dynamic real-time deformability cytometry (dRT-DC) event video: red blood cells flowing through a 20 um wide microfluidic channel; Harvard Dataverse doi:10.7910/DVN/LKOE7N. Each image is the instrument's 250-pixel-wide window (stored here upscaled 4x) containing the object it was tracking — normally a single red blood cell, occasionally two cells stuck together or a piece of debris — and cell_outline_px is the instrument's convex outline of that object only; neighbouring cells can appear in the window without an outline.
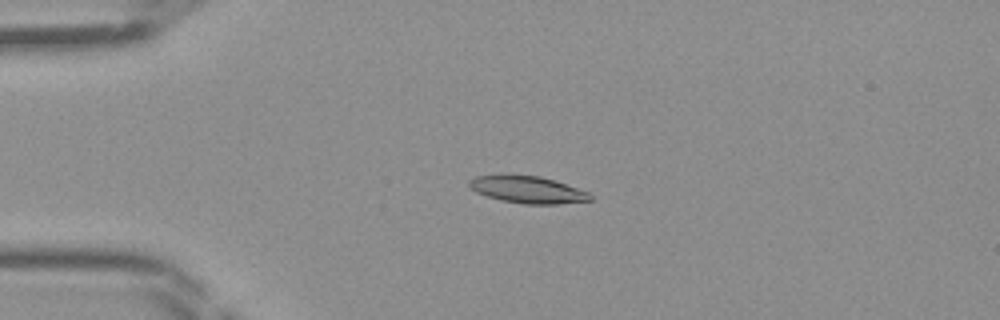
{"species": "Egyptian fruit bat (a non-hibernating species)", "species_latin": "Rousettus aegyptiacus", "temperature_condition": "room temperature", "stored_images_in_passage": 39, "camera_frame_rate_fps": 3000, "um_per_image_px": 0.085, "frame": {"image": 1, "passage_image": 4, "time_ms": 1.0, "image_size_px": [1000, 320], "cell_outline_px": [[592, 200], [556, 204], [524, 204], [500, 200], [476, 192], [468, 184], [468, 180], [476, 176], [504, 172], [540, 176], [588, 192], [592, 196]], "centroid_in_image_um": [44.76, 16.08], "position_along_channel_um": 40.2, "area_um2": 19.42}}
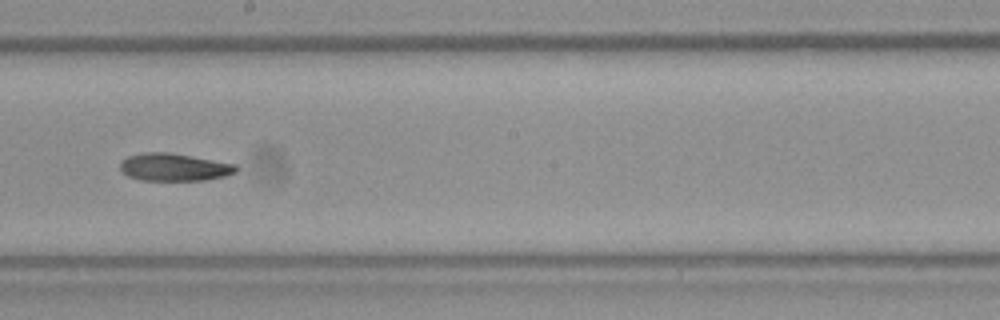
{"frame": {"image": 2, "passage_image": 19, "time_ms": 6.0, "image_size_px": [1000, 320], "cell_outline_px": [[240, 168], [236, 172], [224, 176], [204, 180], [140, 180], [128, 176], [120, 168], [120, 160], [128, 156], [144, 152], [168, 152], [192, 156], [236, 164]], "centroid_in_image_um": [14.8, 14.2], "position_along_channel_um": 233.4, "area_um2": 18.67}}
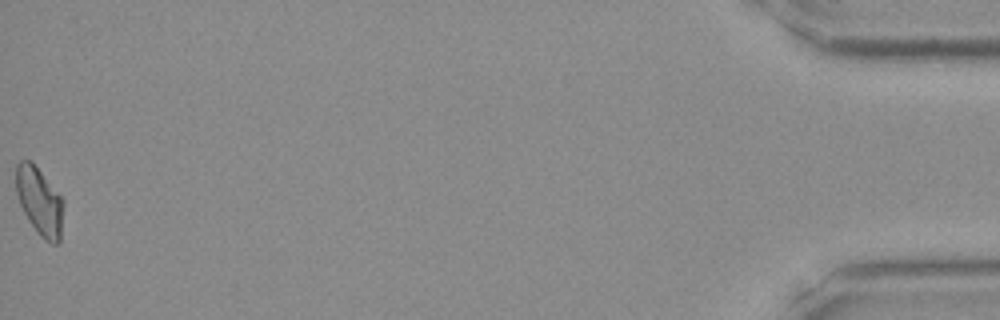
{"frame": {"image": 3, "passage_image": 39, "time_ms": 12.667, "image_size_px": [1000, 320], "cell_outline_px": [[64, 204], [60, 244], [52, 244], [44, 240], [36, 232], [28, 220], [20, 204], [16, 192], [16, 164], [20, 160], [32, 160], [64, 200]], "centroid_in_image_um": [3.38, 17.12], "position_along_channel_um": 431.8, "area_um2": 19.07}}